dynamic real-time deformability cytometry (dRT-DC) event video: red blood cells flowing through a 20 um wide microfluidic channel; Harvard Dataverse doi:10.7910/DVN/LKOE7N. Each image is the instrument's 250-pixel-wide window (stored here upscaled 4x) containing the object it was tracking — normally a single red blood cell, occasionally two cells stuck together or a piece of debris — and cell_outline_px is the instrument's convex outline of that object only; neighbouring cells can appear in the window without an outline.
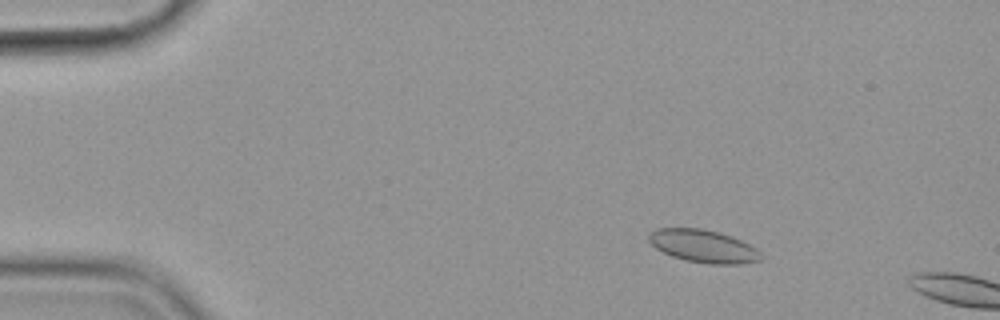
{"species": "common noctule bat (a hibernating species)", "species_latin": "Nyctalus noctula", "temperature_condition": "cold", "stored_images_in_passage": 13, "camera_frame_rate_fps": 3000, "um_per_image_px": 0.085, "animal": {"sex": "female", "body_mass_g": 19.9}, "frame": {"image": 1, "passage_image": 10, "time_ms": 3.0, "image_size_px": [1000, 320], "cell_outline_px": [[764, 256], [760, 260], [740, 264], [708, 264], [684, 260], [672, 256], [656, 248], [648, 240], [648, 232], [656, 228], [700, 228], [720, 232], [732, 236], [756, 248]], "centroid_in_image_um": [59.78, 20.92], "position_along_channel_um": 25.2, "area_um2": 21.56}}